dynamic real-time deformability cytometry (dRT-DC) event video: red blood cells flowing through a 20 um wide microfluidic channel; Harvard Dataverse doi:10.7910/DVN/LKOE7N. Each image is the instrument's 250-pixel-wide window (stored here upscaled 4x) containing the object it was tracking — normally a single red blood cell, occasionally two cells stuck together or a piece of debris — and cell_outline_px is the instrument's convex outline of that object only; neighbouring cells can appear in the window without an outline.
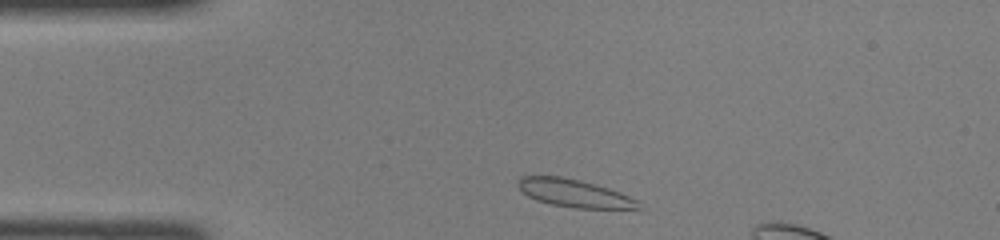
{"species": "common noctule bat (a hibernating species)", "species_latin": "Nyctalus noctula", "temperature_condition": "room temperature", "stored_images_in_passage": 39, "camera_frame_rate_fps": 3000, "um_per_image_px": 0.085, "animal": {"sex": "female", "body_mass_g": 22.0, "forearm_length_mm": 56.7}, "frame": {"image": 1, "passage_image": 2, "time_ms": 0.333, "image_size_px": [1000, 240], "cell_outline_px": [[644, 208], [576, 208], [552, 204], [536, 200], [528, 196], [516, 184], [516, 180], [520, 176], [560, 176], [580, 180], [596, 184], [620, 192], [636, 200]], "centroid_in_image_um": [48.78, 16.41], "position_along_channel_um": 36.2, "area_um2": 19.36}}
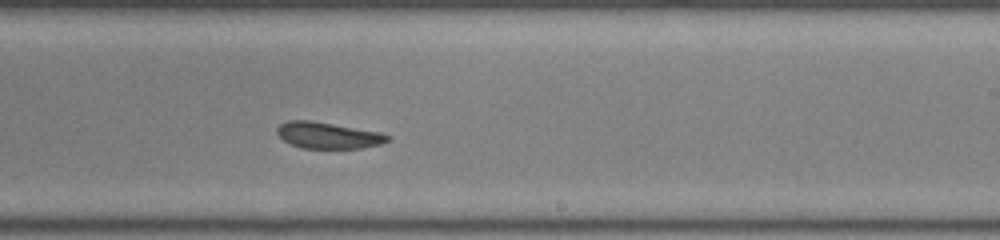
{"frame": {"image": 2, "passage_image": 20, "time_ms": 6.333, "image_size_px": [1000, 240], "cell_outline_px": [[392, 136], [388, 140], [380, 144], [360, 148], [300, 148], [284, 140], [276, 132], [276, 128], [280, 124], [288, 120], [308, 120], [380, 132]], "centroid_in_image_um": [27.87, 11.5], "position_along_channel_um": 261.1, "area_um2": 16.76}}
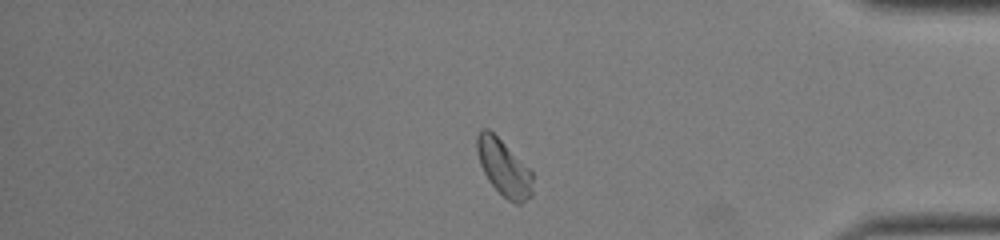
{"frame": {"image": 3, "passage_image": 31, "time_ms": 10.0, "image_size_px": [1000, 240], "cell_outline_px": [[532, 196], [520, 204], [516, 204], [508, 200], [488, 180], [480, 164], [476, 152], [476, 136], [480, 128], [488, 128], [532, 172]], "centroid_in_image_um": [42.79, 14.25], "position_along_channel_um": 392.4, "area_um2": 17.98}}